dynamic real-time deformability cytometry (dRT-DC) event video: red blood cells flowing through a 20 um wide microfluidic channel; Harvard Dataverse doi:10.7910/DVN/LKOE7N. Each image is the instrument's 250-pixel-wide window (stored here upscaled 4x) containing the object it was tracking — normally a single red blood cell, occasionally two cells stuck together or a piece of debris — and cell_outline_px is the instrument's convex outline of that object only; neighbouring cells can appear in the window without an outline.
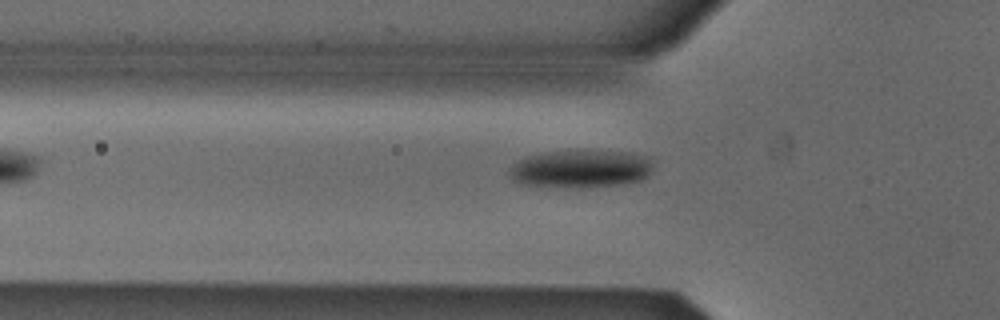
{"species": "Egyptian fruit bat (a non-hibernating species)", "species_latin": "Rousettus aegyptiacus", "temperature_condition": "cold", "stored_images_in_passage": 36, "camera_frame_rate_fps": 3000, "um_per_image_px": 0.085, "animal": {"sex": "male"}, "frame": {"image": 1, "passage_image": 3, "time_ms": 0.667, "image_size_px": [1000, 320], "cell_outline_px": [[652, 172], [648, 176], [640, 180], [624, 184], [524, 184], [512, 180], [508, 176], [508, 168], [516, 160], [540, 152], [584, 148], [632, 152], [648, 156], [652, 164]], "centroid_in_image_um": [49.38, 14.23], "position_along_channel_um": 76.4, "area_um2": 31.56}}
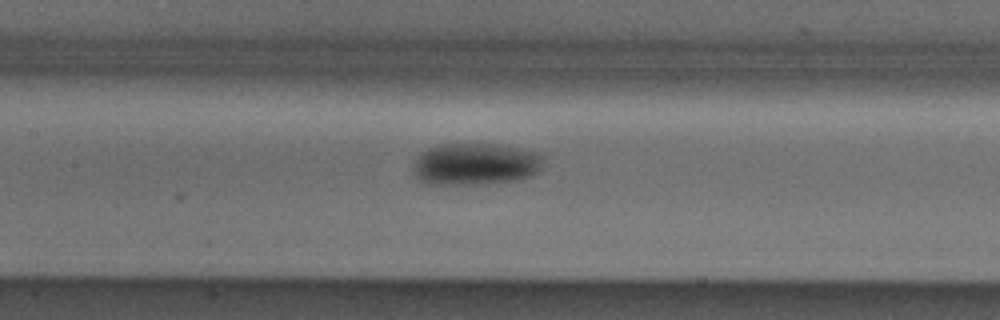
{"frame": {"image": 2, "passage_image": 10, "time_ms": 3.0, "image_size_px": [1000, 320], "cell_outline_px": [[544, 152], [540, 168], [536, 172], [528, 176], [516, 180], [476, 184], [428, 184], [412, 176], [412, 164], [416, 156], [420, 152], [428, 148], [440, 144], [496, 144], [524, 148]], "centroid_in_image_um": [40.37, 13.93], "position_along_channel_um": 167.0, "area_um2": 32.37}}
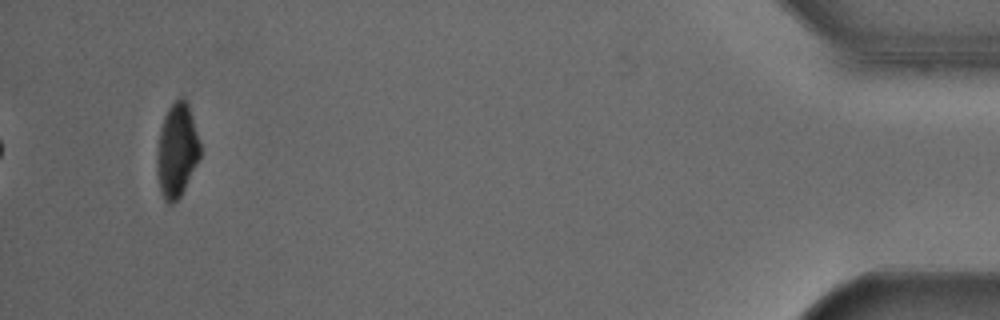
{"frame": {"image": 3, "passage_image": 36, "time_ms": 11.667, "image_size_px": [1000, 320], "cell_outline_px": [[200, 156], [180, 196], [172, 204], [168, 204], [164, 200], [160, 192], [156, 168], [156, 152], [160, 132], [164, 116], [168, 108], [180, 96], [184, 96], [188, 104], [200, 144]], "centroid_in_image_um": [15.01, 12.79], "position_along_channel_um": 420.2, "area_um2": 23.41}}